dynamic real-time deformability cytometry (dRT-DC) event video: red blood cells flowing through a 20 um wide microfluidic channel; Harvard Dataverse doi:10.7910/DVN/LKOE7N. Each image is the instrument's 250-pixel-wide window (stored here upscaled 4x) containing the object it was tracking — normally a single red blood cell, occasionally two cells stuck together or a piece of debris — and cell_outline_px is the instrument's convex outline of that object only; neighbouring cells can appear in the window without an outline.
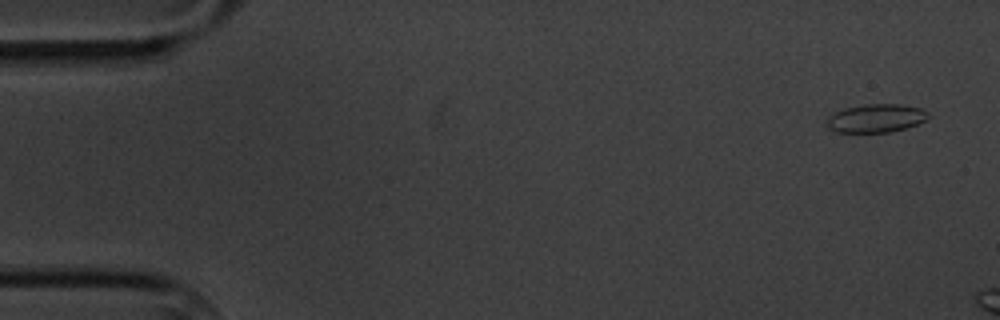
{"species": "common noctule bat (a hibernating species)", "species_latin": "Nyctalus noctula", "temperature_condition": "cold", "stored_images_in_passage": 3, "camera_frame_rate_fps": 3000, "um_per_image_px": 0.085, "animal": {"sex": "male", "body_mass_g": 20.1, "forearm_length_mm": 53.5}, "frame": {"image": 1, "passage_image": 1, "time_ms": 0.0, "image_size_px": [1000, 320], "cell_outline_px": [[928, 116], [924, 120], [916, 124], [892, 132], [836, 132], [828, 128], [828, 116], [844, 108], [864, 104], [900, 104], [920, 108], [928, 112]], "centroid_in_image_um": [74.44, 10.04], "position_along_channel_um": 10.6, "area_um2": 16.59}}